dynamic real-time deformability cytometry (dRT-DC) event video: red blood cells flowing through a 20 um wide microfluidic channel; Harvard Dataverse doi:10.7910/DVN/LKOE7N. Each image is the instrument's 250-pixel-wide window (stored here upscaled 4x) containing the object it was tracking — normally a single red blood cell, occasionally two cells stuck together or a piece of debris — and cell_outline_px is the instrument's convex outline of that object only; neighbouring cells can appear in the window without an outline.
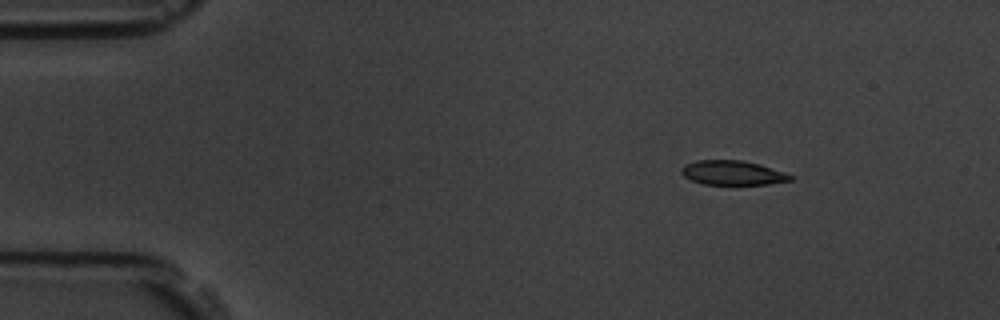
{"species": "common noctule bat (a hibernating species)", "species_latin": "Nyctalus noctula", "temperature_condition": "room temperature", "stored_images_in_passage": 10, "camera_frame_rate_fps": 3000, "um_per_image_px": 0.085, "animal": {"sex": "male", "body_mass_g": 19.5, "forearm_length_mm": 54.6}, "frame": {"image": 1, "passage_image": 2, "time_ms": 0.333, "image_size_px": [1000, 320], "cell_outline_px": [[796, 176], [792, 180], [768, 184], [704, 184], [692, 180], [684, 176], [680, 172], [680, 168], [684, 164], [696, 160], [740, 160], [760, 164]], "centroid_in_image_um": [62.27, 14.68], "position_along_channel_um": 22.7, "area_um2": 15.55}}
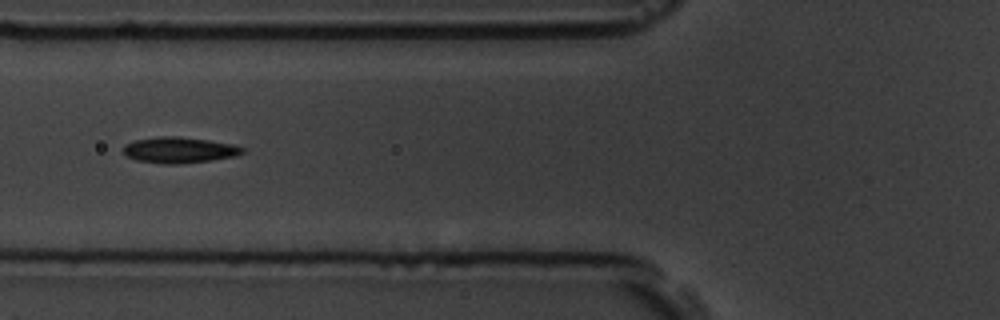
{"frame": {"image": 2, "passage_image": 6, "time_ms": 1.667, "image_size_px": [1000, 320], "cell_outline_px": [[244, 152], [236, 156], [212, 160], [176, 164], [164, 164], [136, 160], [124, 156], [124, 144], [136, 140], [160, 136], [180, 136], [208, 140], [232, 144], [244, 148]], "centroid_in_image_um": [15.22, 12.75], "position_along_channel_um": 110.6, "area_um2": 18.03}}
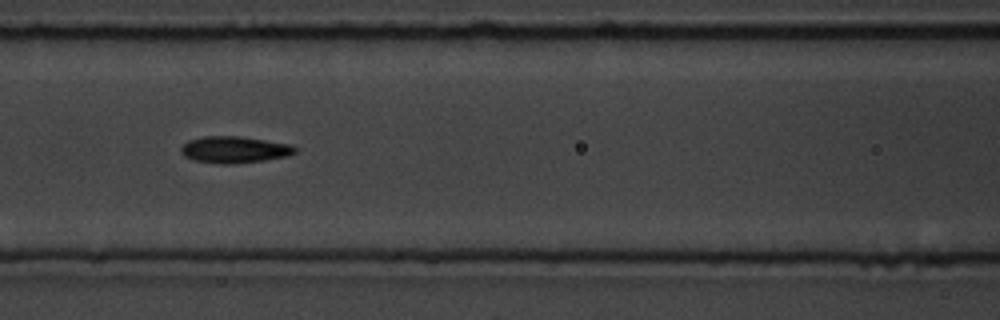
{"frame": {"image": 3, "passage_image": 7, "time_ms": 2.0, "image_size_px": [1000, 320], "cell_outline_px": [[300, 148], [296, 152], [288, 156], [264, 160], [236, 164], [220, 164], [192, 160], [184, 156], [180, 152], [180, 148], [188, 140], [204, 136], [240, 136], [292, 144]], "centroid_in_image_um": [19.95, 12.72], "position_along_channel_um": 146.7, "area_um2": 18.03}}